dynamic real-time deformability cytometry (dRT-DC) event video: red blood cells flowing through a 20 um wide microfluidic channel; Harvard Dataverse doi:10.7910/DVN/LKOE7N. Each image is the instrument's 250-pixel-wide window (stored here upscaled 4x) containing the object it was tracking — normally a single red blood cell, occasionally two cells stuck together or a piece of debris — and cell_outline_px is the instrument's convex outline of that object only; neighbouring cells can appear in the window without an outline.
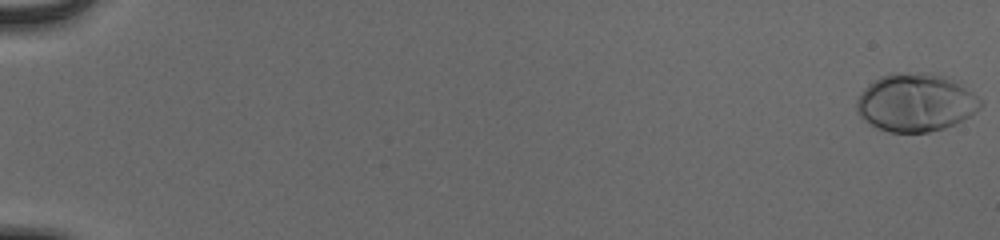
{"species": "human", "species_latin": "Homo sapiens", "temperature_condition": "cold", "stored_images_in_passage": 56, "camera_frame_rate_fps": 3000, "um_per_image_px": 0.085, "donor": {"sex": "male"}, "frame": {"image": 1, "passage_image": 1, "time_ms": 0.0, "image_size_px": [1000, 240], "cell_outline_px": [[984, 104], [976, 112], [944, 128], [928, 132], [888, 132], [864, 120], [856, 112], [856, 100], [860, 92], [868, 84], [880, 76], [892, 72], [928, 72], [960, 80], [984, 100]], "centroid_in_image_um": [77.87, 8.67], "position_along_channel_um": 7.1, "area_um2": 42.6}}
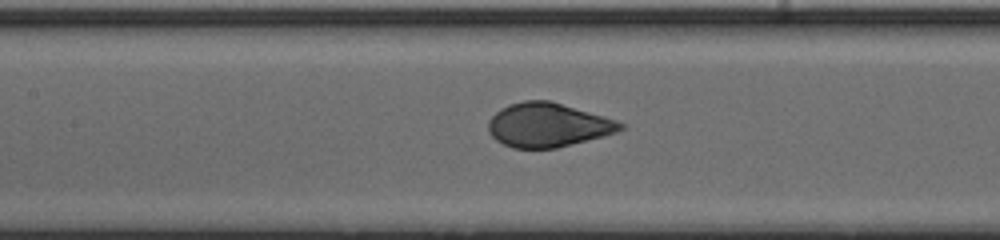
{"frame": {"image": 2, "passage_image": 29, "time_ms": 9.333, "image_size_px": [1000, 240], "cell_outline_px": [[624, 128], [616, 132], [604, 136], [556, 148], [512, 148], [496, 140], [488, 132], [488, 120], [500, 108], [508, 104], [524, 100], [548, 100], [604, 116], [616, 120], [624, 124]], "centroid_in_image_um": [46.54, 10.62], "position_along_channel_um": 160.9, "area_um2": 33.81}}
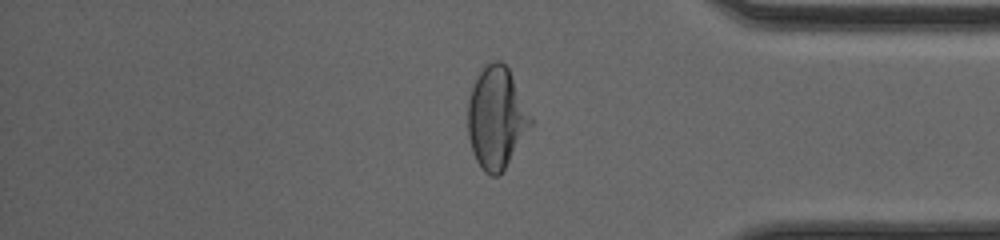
{"frame": {"image": 3, "passage_image": 48, "time_ms": 15.667, "image_size_px": [1000, 240], "cell_outline_px": [[532, 124], [500, 176], [492, 176], [484, 172], [480, 168], [472, 152], [468, 136], [468, 100], [472, 88], [480, 72], [492, 60], [500, 60], [508, 68], [532, 116]], "centroid_in_image_um": [42.19, 10.05], "position_along_channel_um": 393.0, "area_um2": 37.05}, "authors_computed_cell_mechanics": {"area_um2": 36.4718, "velocity_mm_per_s": 3.8878, "shape_relaxation_time_tau1_ms": 3.0459, "shape_relaxation_time_tau2_ms": null, "deformation_change_tau1": 0.1953, "deformation_change_tau2": null}}